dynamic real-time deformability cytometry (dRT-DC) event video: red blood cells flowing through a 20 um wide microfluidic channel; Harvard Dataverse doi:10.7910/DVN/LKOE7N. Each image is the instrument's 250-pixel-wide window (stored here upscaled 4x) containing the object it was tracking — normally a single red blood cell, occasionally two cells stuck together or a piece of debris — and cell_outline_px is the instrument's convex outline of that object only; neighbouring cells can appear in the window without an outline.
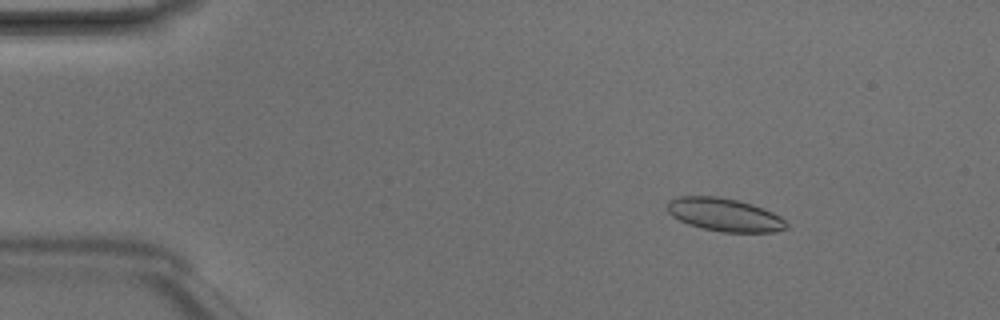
{"species": "Egyptian fruit bat (a non-hibernating species)", "species_latin": "Rousettus aegyptiacus", "temperature_condition": "room temperature", "stored_images_in_passage": 3, "camera_frame_rate_fps": 3000, "um_per_image_px": 0.085, "animal": {"sex": "male"}, "frame": {"image": 1, "passage_image": 2, "time_ms": 0.333, "image_size_px": [1000, 320], "cell_outline_px": [[788, 228], [772, 232], [720, 232], [688, 224], [672, 216], [668, 212], [668, 200], [680, 196], [716, 196], [736, 200], [752, 204], [764, 208], [780, 216], [788, 224]], "centroid_in_image_um": [61.59, 18.25], "position_along_channel_um": 23.4, "area_um2": 22.89}}